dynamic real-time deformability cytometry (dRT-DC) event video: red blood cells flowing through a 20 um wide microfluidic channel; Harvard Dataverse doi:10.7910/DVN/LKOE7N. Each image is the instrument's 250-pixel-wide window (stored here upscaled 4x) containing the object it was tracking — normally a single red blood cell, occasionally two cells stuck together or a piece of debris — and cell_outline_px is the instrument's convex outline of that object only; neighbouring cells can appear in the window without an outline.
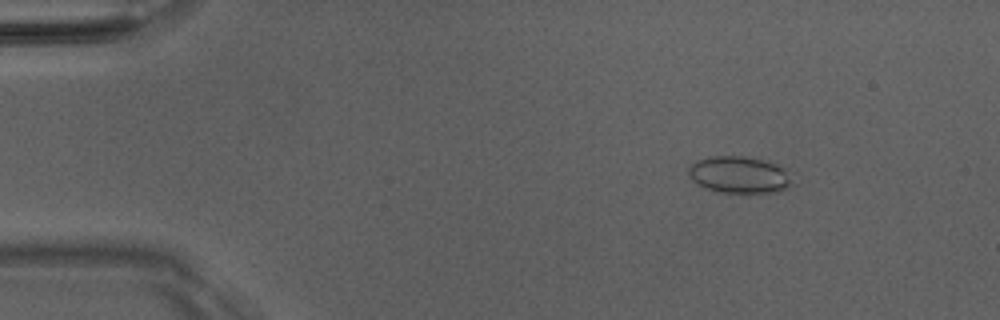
{"species": "Egyptian fruit bat (a non-hibernating species)", "species_latin": "Rousettus aegyptiacus", "temperature_condition": "room temperature", "stored_images_in_passage": 23, "camera_frame_rate_fps": 3000, "um_per_image_px": 0.085, "animal": {"sex": "male"}, "frame": {"image": 1, "passage_image": 7, "time_ms": 2.0, "image_size_px": [1000, 320], "cell_outline_px": [[792, 184], [788, 188], [776, 192], [720, 192], [704, 188], [696, 184], [688, 176], [688, 168], [696, 160], [712, 156], [744, 156], [780, 164], [788, 168]], "centroid_in_image_um": [62.85, 14.85], "position_along_channel_um": 22.2, "area_um2": 22.54}}
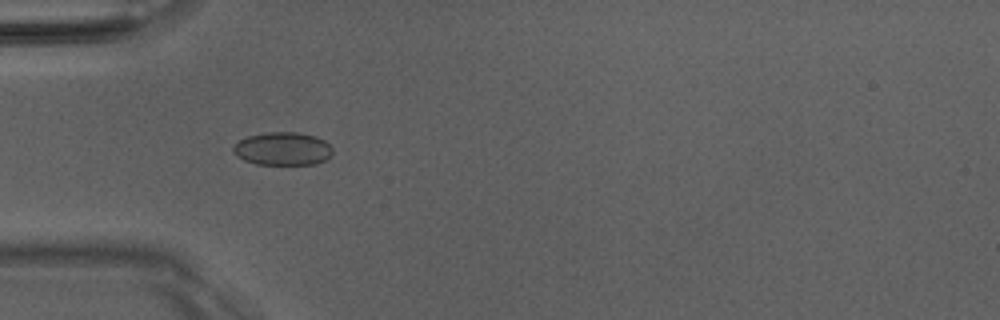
{"frame": {"image": 2, "passage_image": 16, "time_ms": 5.0, "image_size_px": [1000, 320], "cell_outline_px": [[332, 152], [324, 160], [316, 164], [256, 164], [244, 160], [236, 156], [232, 152], [232, 148], [240, 140], [248, 136], [268, 132], [296, 132], [316, 136], [324, 140], [332, 148]], "centroid_in_image_um": [24.01, 12.64], "position_along_channel_um": 61.0, "area_um2": 19.07}}